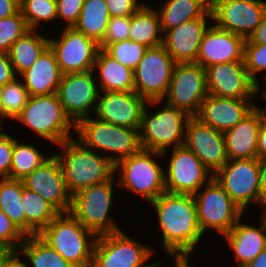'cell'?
Masks as SVG:
<instances>
[{"label": "cell", "mask_w": 266, "mask_h": 267, "mask_svg": "<svg viewBox=\"0 0 266 267\" xmlns=\"http://www.w3.org/2000/svg\"><path fill=\"white\" fill-rule=\"evenodd\" d=\"M93 72L100 92H133V70L99 49Z\"/></svg>", "instance_id": "28"}, {"label": "cell", "mask_w": 266, "mask_h": 267, "mask_svg": "<svg viewBox=\"0 0 266 267\" xmlns=\"http://www.w3.org/2000/svg\"><path fill=\"white\" fill-rule=\"evenodd\" d=\"M247 40L252 44L266 45V12L262 17L260 24L247 38Z\"/></svg>", "instance_id": "50"}, {"label": "cell", "mask_w": 266, "mask_h": 267, "mask_svg": "<svg viewBox=\"0 0 266 267\" xmlns=\"http://www.w3.org/2000/svg\"><path fill=\"white\" fill-rule=\"evenodd\" d=\"M28 31L21 11L0 19V52L8 53L11 46Z\"/></svg>", "instance_id": "41"}, {"label": "cell", "mask_w": 266, "mask_h": 267, "mask_svg": "<svg viewBox=\"0 0 266 267\" xmlns=\"http://www.w3.org/2000/svg\"><path fill=\"white\" fill-rule=\"evenodd\" d=\"M208 94L234 99L260 98V86L250 77L244 62L218 63L205 68Z\"/></svg>", "instance_id": "18"}, {"label": "cell", "mask_w": 266, "mask_h": 267, "mask_svg": "<svg viewBox=\"0 0 266 267\" xmlns=\"http://www.w3.org/2000/svg\"><path fill=\"white\" fill-rule=\"evenodd\" d=\"M24 258V259H23ZM1 267H29L26 258L19 249L11 250L2 261Z\"/></svg>", "instance_id": "49"}, {"label": "cell", "mask_w": 266, "mask_h": 267, "mask_svg": "<svg viewBox=\"0 0 266 267\" xmlns=\"http://www.w3.org/2000/svg\"><path fill=\"white\" fill-rule=\"evenodd\" d=\"M20 11V0H0V19L15 15Z\"/></svg>", "instance_id": "51"}, {"label": "cell", "mask_w": 266, "mask_h": 267, "mask_svg": "<svg viewBox=\"0 0 266 267\" xmlns=\"http://www.w3.org/2000/svg\"><path fill=\"white\" fill-rule=\"evenodd\" d=\"M19 250L29 267H74L38 235L26 236Z\"/></svg>", "instance_id": "35"}, {"label": "cell", "mask_w": 266, "mask_h": 267, "mask_svg": "<svg viewBox=\"0 0 266 267\" xmlns=\"http://www.w3.org/2000/svg\"><path fill=\"white\" fill-rule=\"evenodd\" d=\"M147 100L133 92H99L94 117L117 126L140 130Z\"/></svg>", "instance_id": "20"}, {"label": "cell", "mask_w": 266, "mask_h": 267, "mask_svg": "<svg viewBox=\"0 0 266 267\" xmlns=\"http://www.w3.org/2000/svg\"><path fill=\"white\" fill-rule=\"evenodd\" d=\"M117 187L114 175L107 182L78 190L71 197L69 213L97 236L122 230L113 215L118 207L115 206Z\"/></svg>", "instance_id": "6"}, {"label": "cell", "mask_w": 266, "mask_h": 267, "mask_svg": "<svg viewBox=\"0 0 266 267\" xmlns=\"http://www.w3.org/2000/svg\"><path fill=\"white\" fill-rule=\"evenodd\" d=\"M145 0H105L110 17H131Z\"/></svg>", "instance_id": "46"}, {"label": "cell", "mask_w": 266, "mask_h": 267, "mask_svg": "<svg viewBox=\"0 0 266 267\" xmlns=\"http://www.w3.org/2000/svg\"><path fill=\"white\" fill-rule=\"evenodd\" d=\"M243 61L250 77L263 86L266 83V45L252 44L245 39Z\"/></svg>", "instance_id": "40"}, {"label": "cell", "mask_w": 266, "mask_h": 267, "mask_svg": "<svg viewBox=\"0 0 266 267\" xmlns=\"http://www.w3.org/2000/svg\"><path fill=\"white\" fill-rule=\"evenodd\" d=\"M184 145L215 175L228 161L224 134L195 116L186 124Z\"/></svg>", "instance_id": "19"}, {"label": "cell", "mask_w": 266, "mask_h": 267, "mask_svg": "<svg viewBox=\"0 0 266 267\" xmlns=\"http://www.w3.org/2000/svg\"><path fill=\"white\" fill-rule=\"evenodd\" d=\"M123 229L122 227L120 231L97 236L91 267L163 266L165 260L153 258L157 254L155 246L147 245L133 236L130 237Z\"/></svg>", "instance_id": "9"}, {"label": "cell", "mask_w": 266, "mask_h": 267, "mask_svg": "<svg viewBox=\"0 0 266 267\" xmlns=\"http://www.w3.org/2000/svg\"><path fill=\"white\" fill-rule=\"evenodd\" d=\"M175 64L162 44L147 48L133 70L134 91L147 101L162 100L168 92Z\"/></svg>", "instance_id": "14"}, {"label": "cell", "mask_w": 266, "mask_h": 267, "mask_svg": "<svg viewBox=\"0 0 266 267\" xmlns=\"http://www.w3.org/2000/svg\"><path fill=\"white\" fill-rule=\"evenodd\" d=\"M131 17H111L103 40L99 43L100 49L108 44L129 39Z\"/></svg>", "instance_id": "42"}, {"label": "cell", "mask_w": 266, "mask_h": 267, "mask_svg": "<svg viewBox=\"0 0 266 267\" xmlns=\"http://www.w3.org/2000/svg\"><path fill=\"white\" fill-rule=\"evenodd\" d=\"M23 187L21 180L0 178V209L25 234V213L21 204Z\"/></svg>", "instance_id": "37"}, {"label": "cell", "mask_w": 266, "mask_h": 267, "mask_svg": "<svg viewBox=\"0 0 266 267\" xmlns=\"http://www.w3.org/2000/svg\"><path fill=\"white\" fill-rule=\"evenodd\" d=\"M55 149L53 154L60 162L71 195L80 189L107 182L114 176L115 165L102 154L86 148L75 137L63 141Z\"/></svg>", "instance_id": "2"}, {"label": "cell", "mask_w": 266, "mask_h": 267, "mask_svg": "<svg viewBox=\"0 0 266 267\" xmlns=\"http://www.w3.org/2000/svg\"><path fill=\"white\" fill-rule=\"evenodd\" d=\"M212 23L247 39L266 12V0H210Z\"/></svg>", "instance_id": "17"}, {"label": "cell", "mask_w": 266, "mask_h": 267, "mask_svg": "<svg viewBox=\"0 0 266 267\" xmlns=\"http://www.w3.org/2000/svg\"><path fill=\"white\" fill-rule=\"evenodd\" d=\"M245 267H266V248L263 249L254 260Z\"/></svg>", "instance_id": "54"}, {"label": "cell", "mask_w": 266, "mask_h": 267, "mask_svg": "<svg viewBox=\"0 0 266 267\" xmlns=\"http://www.w3.org/2000/svg\"><path fill=\"white\" fill-rule=\"evenodd\" d=\"M22 181L24 187L40 194L60 213H69L72 195L66 188L60 162L54 154Z\"/></svg>", "instance_id": "21"}, {"label": "cell", "mask_w": 266, "mask_h": 267, "mask_svg": "<svg viewBox=\"0 0 266 267\" xmlns=\"http://www.w3.org/2000/svg\"><path fill=\"white\" fill-rule=\"evenodd\" d=\"M193 196L199 227L207 238L211 233L210 237L216 234L222 237L229 233L238 220L246 214L214 177Z\"/></svg>", "instance_id": "10"}, {"label": "cell", "mask_w": 266, "mask_h": 267, "mask_svg": "<svg viewBox=\"0 0 266 267\" xmlns=\"http://www.w3.org/2000/svg\"><path fill=\"white\" fill-rule=\"evenodd\" d=\"M38 236L74 267H91L97 235L70 213H60Z\"/></svg>", "instance_id": "8"}, {"label": "cell", "mask_w": 266, "mask_h": 267, "mask_svg": "<svg viewBox=\"0 0 266 267\" xmlns=\"http://www.w3.org/2000/svg\"><path fill=\"white\" fill-rule=\"evenodd\" d=\"M12 249H10L9 247L0 244V267L2 264V261L4 260V258L7 256V254L11 251Z\"/></svg>", "instance_id": "55"}, {"label": "cell", "mask_w": 266, "mask_h": 267, "mask_svg": "<svg viewBox=\"0 0 266 267\" xmlns=\"http://www.w3.org/2000/svg\"><path fill=\"white\" fill-rule=\"evenodd\" d=\"M21 204L25 213V236L38 235L60 212L40 194L22 189Z\"/></svg>", "instance_id": "32"}, {"label": "cell", "mask_w": 266, "mask_h": 267, "mask_svg": "<svg viewBox=\"0 0 266 267\" xmlns=\"http://www.w3.org/2000/svg\"><path fill=\"white\" fill-rule=\"evenodd\" d=\"M161 158V159H160ZM162 153L140 149L115 164L118 188L139 197L144 202L155 200L165 190Z\"/></svg>", "instance_id": "4"}, {"label": "cell", "mask_w": 266, "mask_h": 267, "mask_svg": "<svg viewBox=\"0 0 266 267\" xmlns=\"http://www.w3.org/2000/svg\"><path fill=\"white\" fill-rule=\"evenodd\" d=\"M207 95L205 69L197 63H176L168 92L162 100L193 117Z\"/></svg>", "instance_id": "15"}, {"label": "cell", "mask_w": 266, "mask_h": 267, "mask_svg": "<svg viewBox=\"0 0 266 267\" xmlns=\"http://www.w3.org/2000/svg\"><path fill=\"white\" fill-rule=\"evenodd\" d=\"M75 138L86 148L108 158L114 165L141 149L139 130L104 122L93 115L81 119L75 125Z\"/></svg>", "instance_id": "7"}, {"label": "cell", "mask_w": 266, "mask_h": 267, "mask_svg": "<svg viewBox=\"0 0 266 267\" xmlns=\"http://www.w3.org/2000/svg\"><path fill=\"white\" fill-rule=\"evenodd\" d=\"M259 170H260V193L261 198L266 202V158L259 159Z\"/></svg>", "instance_id": "52"}, {"label": "cell", "mask_w": 266, "mask_h": 267, "mask_svg": "<svg viewBox=\"0 0 266 267\" xmlns=\"http://www.w3.org/2000/svg\"><path fill=\"white\" fill-rule=\"evenodd\" d=\"M257 100L225 98L208 94L195 117L224 133L247 116L257 106Z\"/></svg>", "instance_id": "23"}, {"label": "cell", "mask_w": 266, "mask_h": 267, "mask_svg": "<svg viewBox=\"0 0 266 267\" xmlns=\"http://www.w3.org/2000/svg\"><path fill=\"white\" fill-rule=\"evenodd\" d=\"M190 117L185 111L169 106L163 100L148 101L139 130L141 149L163 153L183 146Z\"/></svg>", "instance_id": "5"}, {"label": "cell", "mask_w": 266, "mask_h": 267, "mask_svg": "<svg viewBox=\"0 0 266 267\" xmlns=\"http://www.w3.org/2000/svg\"><path fill=\"white\" fill-rule=\"evenodd\" d=\"M18 77L12 67L8 53L0 52V87Z\"/></svg>", "instance_id": "47"}, {"label": "cell", "mask_w": 266, "mask_h": 267, "mask_svg": "<svg viewBox=\"0 0 266 267\" xmlns=\"http://www.w3.org/2000/svg\"><path fill=\"white\" fill-rule=\"evenodd\" d=\"M42 30H29L8 51L17 76L29 69L49 46V35Z\"/></svg>", "instance_id": "30"}, {"label": "cell", "mask_w": 266, "mask_h": 267, "mask_svg": "<svg viewBox=\"0 0 266 267\" xmlns=\"http://www.w3.org/2000/svg\"><path fill=\"white\" fill-rule=\"evenodd\" d=\"M266 158V110L262 107V119L257 139V159Z\"/></svg>", "instance_id": "48"}, {"label": "cell", "mask_w": 266, "mask_h": 267, "mask_svg": "<svg viewBox=\"0 0 266 267\" xmlns=\"http://www.w3.org/2000/svg\"><path fill=\"white\" fill-rule=\"evenodd\" d=\"M146 47L130 39L108 44L103 50L123 66L134 70L143 58Z\"/></svg>", "instance_id": "39"}, {"label": "cell", "mask_w": 266, "mask_h": 267, "mask_svg": "<svg viewBox=\"0 0 266 267\" xmlns=\"http://www.w3.org/2000/svg\"><path fill=\"white\" fill-rule=\"evenodd\" d=\"M148 204L152 206L151 211L155 210L154 221L165 255L202 252V245L205 247L202 241L210 238H205L200 230L193 195L164 192Z\"/></svg>", "instance_id": "1"}, {"label": "cell", "mask_w": 266, "mask_h": 267, "mask_svg": "<svg viewBox=\"0 0 266 267\" xmlns=\"http://www.w3.org/2000/svg\"><path fill=\"white\" fill-rule=\"evenodd\" d=\"M243 218L245 217H241L231 231L221 237L223 243H226L224 246L232 251L236 267H245L266 248V219L259 213V225H256L251 221L244 222Z\"/></svg>", "instance_id": "25"}, {"label": "cell", "mask_w": 266, "mask_h": 267, "mask_svg": "<svg viewBox=\"0 0 266 267\" xmlns=\"http://www.w3.org/2000/svg\"><path fill=\"white\" fill-rule=\"evenodd\" d=\"M85 0H56L57 24L62 27H73L80 17ZM62 21V23H61ZM65 23V24H64Z\"/></svg>", "instance_id": "44"}, {"label": "cell", "mask_w": 266, "mask_h": 267, "mask_svg": "<svg viewBox=\"0 0 266 267\" xmlns=\"http://www.w3.org/2000/svg\"><path fill=\"white\" fill-rule=\"evenodd\" d=\"M211 24L212 14L209 10L201 18L165 31L162 45L176 63H196L200 43Z\"/></svg>", "instance_id": "22"}, {"label": "cell", "mask_w": 266, "mask_h": 267, "mask_svg": "<svg viewBox=\"0 0 266 267\" xmlns=\"http://www.w3.org/2000/svg\"><path fill=\"white\" fill-rule=\"evenodd\" d=\"M57 27L61 30L60 34L49 36V47L56 56L61 72L71 74L93 70L99 44L74 27H62L60 24Z\"/></svg>", "instance_id": "13"}, {"label": "cell", "mask_w": 266, "mask_h": 267, "mask_svg": "<svg viewBox=\"0 0 266 267\" xmlns=\"http://www.w3.org/2000/svg\"><path fill=\"white\" fill-rule=\"evenodd\" d=\"M5 128L0 127V178L10 179L15 131L9 133Z\"/></svg>", "instance_id": "45"}, {"label": "cell", "mask_w": 266, "mask_h": 267, "mask_svg": "<svg viewBox=\"0 0 266 267\" xmlns=\"http://www.w3.org/2000/svg\"><path fill=\"white\" fill-rule=\"evenodd\" d=\"M25 237V234L0 209V244L17 250Z\"/></svg>", "instance_id": "43"}, {"label": "cell", "mask_w": 266, "mask_h": 267, "mask_svg": "<svg viewBox=\"0 0 266 267\" xmlns=\"http://www.w3.org/2000/svg\"><path fill=\"white\" fill-rule=\"evenodd\" d=\"M15 134L10 179L22 181L34 169L40 167L47 161L53 155V152L45 151L44 153L42 150L43 146L35 145L34 140L31 139L27 143L26 139L20 136L22 142L16 132ZM40 146L41 148H39Z\"/></svg>", "instance_id": "33"}, {"label": "cell", "mask_w": 266, "mask_h": 267, "mask_svg": "<svg viewBox=\"0 0 266 267\" xmlns=\"http://www.w3.org/2000/svg\"><path fill=\"white\" fill-rule=\"evenodd\" d=\"M244 43L243 36L220 29L212 23L200 43L196 63L205 69L218 63L244 62Z\"/></svg>", "instance_id": "24"}, {"label": "cell", "mask_w": 266, "mask_h": 267, "mask_svg": "<svg viewBox=\"0 0 266 267\" xmlns=\"http://www.w3.org/2000/svg\"><path fill=\"white\" fill-rule=\"evenodd\" d=\"M63 73L53 50L48 46L38 60L19 77L23 80L29 96L56 93Z\"/></svg>", "instance_id": "27"}, {"label": "cell", "mask_w": 266, "mask_h": 267, "mask_svg": "<svg viewBox=\"0 0 266 267\" xmlns=\"http://www.w3.org/2000/svg\"><path fill=\"white\" fill-rule=\"evenodd\" d=\"M20 11L29 30L46 31L57 21L56 0H20Z\"/></svg>", "instance_id": "38"}, {"label": "cell", "mask_w": 266, "mask_h": 267, "mask_svg": "<svg viewBox=\"0 0 266 267\" xmlns=\"http://www.w3.org/2000/svg\"><path fill=\"white\" fill-rule=\"evenodd\" d=\"M29 97L28 90L19 76L0 87V127L8 124V121L15 120L24 109Z\"/></svg>", "instance_id": "36"}, {"label": "cell", "mask_w": 266, "mask_h": 267, "mask_svg": "<svg viewBox=\"0 0 266 267\" xmlns=\"http://www.w3.org/2000/svg\"><path fill=\"white\" fill-rule=\"evenodd\" d=\"M261 119L262 107L259 104L236 126L223 133L228 160L257 158Z\"/></svg>", "instance_id": "26"}, {"label": "cell", "mask_w": 266, "mask_h": 267, "mask_svg": "<svg viewBox=\"0 0 266 267\" xmlns=\"http://www.w3.org/2000/svg\"><path fill=\"white\" fill-rule=\"evenodd\" d=\"M259 176V159L253 158L228 160L213 177L247 216L249 209V213L253 212L250 206H259L261 212L266 205L261 198Z\"/></svg>", "instance_id": "11"}, {"label": "cell", "mask_w": 266, "mask_h": 267, "mask_svg": "<svg viewBox=\"0 0 266 267\" xmlns=\"http://www.w3.org/2000/svg\"><path fill=\"white\" fill-rule=\"evenodd\" d=\"M99 88L93 70L63 74L56 92L65 114L76 125L94 115Z\"/></svg>", "instance_id": "16"}, {"label": "cell", "mask_w": 266, "mask_h": 267, "mask_svg": "<svg viewBox=\"0 0 266 267\" xmlns=\"http://www.w3.org/2000/svg\"><path fill=\"white\" fill-rule=\"evenodd\" d=\"M145 2L132 16L129 39L144 45L146 48L162 44L163 33L155 4Z\"/></svg>", "instance_id": "31"}, {"label": "cell", "mask_w": 266, "mask_h": 267, "mask_svg": "<svg viewBox=\"0 0 266 267\" xmlns=\"http://www.w3.org/2000/svg\"><path fill=\"white\" fill-rule=\"evenodd\" d=\"M162 157L165 160L169 157L167 162L164 160L165 190L168 193L194 195L214 176L185 145L163 152Z\"/></svg>", "instance_id": "12"}, {"label": "cell", "mask_w": 266, "mask_h": 267, "mask_svg": "<svg viewBox=\"0 0 266 267\" xmlns=\"http://www.w3.org/2000/svg\"><path fill=\"white\" fill-rule=\"evenodd\" d=\"M260 214L266 219V205L263 207L262 211Z\"/></svg>", "instance_id": "57"}, {"label": "cell", "mask_w": 266, "mask_h": 267, "mask_svg": "<svg viewBox=\"0 0 266 267\" xmlns=\"http://www.w3.org/2000/svg\"><path fill=\"white\" fill-rule=\"evenodd\" d=\"M110 18L105 0H85L78 22L73 27L99 44Z\"/></svg>", "instance_id": "34"}, {"label": "cell", "mask_w": 266, "mask_h": 267, "mask_svg": "<svg viewBox=\"0 0 266 267\" xmlns=\"http://www.w3.org/2000/svg\"><path fill=\"white\" fill-rule=\"evenodd\" d=\"M260 92H262V93H260L261 101H263V103H264V101L266 102V83L260 87ZM264 108L266 110V104H265Z\"/></svg>", "instance_id": "56"}, {"label": "cell", "mask_w": 266, "mask_h": 267, "mask_svg": "<svg viewBox=\"0 0 266 267\" xmlns=\"http://www.w3.org/2000/svg\"><path fill=\"white\" fill-rule=\"evenodd\" d=\"M158 6L154 8L164 33L187 21L203 17L210 10V0H165L161 4L159 2Z\"/></svg>", "instance_id": "29"}, {"label": "cell", "mask_w": 266, "mask_h": 267, "mask_svg": "<svg viewBox=\"0 0 266 267\" xmlns=\"http://www.w3.org/2000/svg\"><path fill=\"white\" fill-rule=\"evenodd\" d=\"M192 255L189 254H182V255H166V257H169L171 260V262L173 261L174 263V267H193L195 265L192 264V259H191ZM172 258V259H171ZM191 263H190V261ZM192 264V265H191ZM195 267V266H194Z\"/></svg>", "instance_id": "53"}, {"label": "cell", "mask_w": 266, "mask_h": 267, "mask_svg": "<svg viewBox=\"0 0 266 267\" xmlns=\"http://www.w3.org/2000/svg\"><path fill=\"white\" fill-rule=\"evenodd\" d=\"M22 124L29 134L33 133L49 148L75 137V124L65 114L56 93L30 96L22 112L11 123ZM52 144V145H51Z\"/></svg>", "instance_id": "3"}]
</instances>
